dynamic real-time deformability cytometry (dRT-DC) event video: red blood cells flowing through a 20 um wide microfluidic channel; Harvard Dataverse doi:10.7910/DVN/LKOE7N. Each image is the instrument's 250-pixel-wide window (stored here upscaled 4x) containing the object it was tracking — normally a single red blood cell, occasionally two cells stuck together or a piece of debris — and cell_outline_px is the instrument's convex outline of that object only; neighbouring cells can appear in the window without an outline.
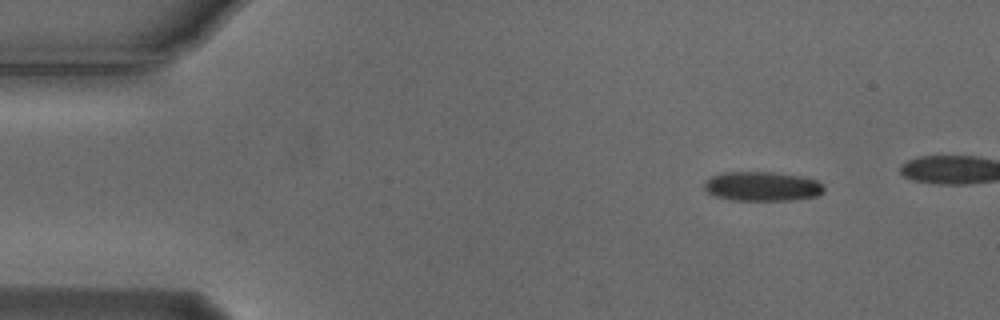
{"species": "Egyptian fruit bat (a non-hibernating species)", "species_latin": "Rousettus aegyptiacus", "temperature_condition": "cold", "stored_images_in_passage": 43, "camera_frame_rate_fps": 3000, "um_per_image_px": 0.085, "animal": {"sex": "male"}, "frame": {"image": 1, "passage_image": 1, "time_ms": 0.0, "image_size_px": [1000, 320], "cell_outline_px": [[824, 192], [816, 196], [792, 200], [732, 200], [716, 196], [708, 192], [704, 188], [704, 180], [712, 176], [724, 172], [772, 172], [796, 176], [816, 180], [824, 188]], "centroid_in_image_um": [64.74, 15.84], "position_along_channel_um": 20.3, "area_um2": 20.29}}
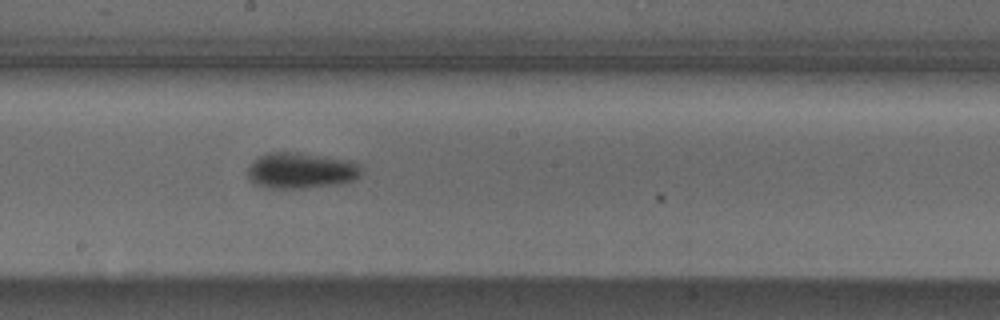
{"frame": {"image": 2, "passage_image": 24, "time_ms": 7.667, "image_size_px": [1000, 320], "cell_outline_px": [[360, 176], [352, 180], [336, 184], [300, 188], [264, 188], [252, 184], [248, 176], [248, 168], [252, 160], [268, 152], [296, 152], [352, 160], [360, 168]], "centroid_in_image_um": [25.51, 14.49], "position_along_channel_um": 222.7, "area_um2": 23.81}}
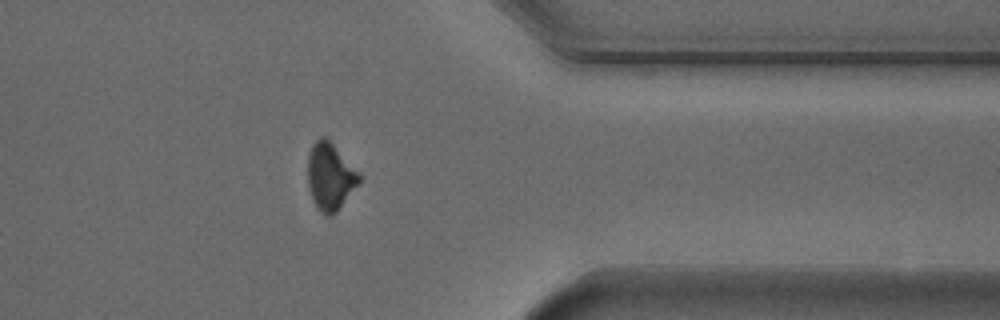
{"frame": {"image": 3, "passage_image": 38, "time_ms": 12.333, "image_size_px": [1000, 320], "cell_outline_px": [[360, 180], [336, 212], [332, 216], [328, 216], [320, 212], [312, 196], [308, 184], [308, 156], [312, 144], [320, 136], [328, 136], [360, 172]], "centroid_in_image_um": [28.07, 14.93], "position_along_channel_um": 383.3, "area_um2": 20.17}, "authors_computed_cell_mechanics": {"area_um2": 21.2704, "velocity_mm_per_s": 3.7333, "shape_relaxation_time_tau1_ms": 2.329, "shape_relaxation_time_tau2_ms": null, "deformation_change_tau1": 0.0931, "deformation_change_tau2": null}}